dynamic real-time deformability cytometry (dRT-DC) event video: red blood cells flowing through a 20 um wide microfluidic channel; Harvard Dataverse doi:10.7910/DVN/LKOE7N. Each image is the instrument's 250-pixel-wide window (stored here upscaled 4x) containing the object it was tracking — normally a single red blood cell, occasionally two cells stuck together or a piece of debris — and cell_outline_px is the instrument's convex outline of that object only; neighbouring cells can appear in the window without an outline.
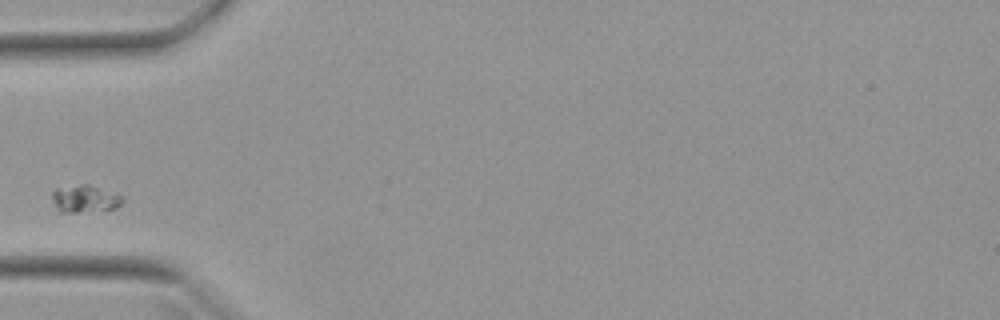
{"species": "Egyptian fruit bat (a non-hibernating species)", "species_latin": "Rousettus aegyptiacus", "temperature_condition": "warm", "stored_images_in_passage": 27, "camera_frame_rate_fps": 3000, "um_per_image_px": 0.085, "animal": {"sex": "female"}, "frame": {"image": 1, "passage_image": 1, "time_ms": 0.0, "image_size_px": [1000, 320], "cell_outline_px": [[124, 200], [116, 208], [76, 212], [60, 212], [52, 200], [52, 192], [56, 188], [80, 184], [88, 184], [124, 196]], "centroid_in_image_um": [7.21, 16.88], "position_along_channel_um": 77.8, "area_um2": 11.1}}
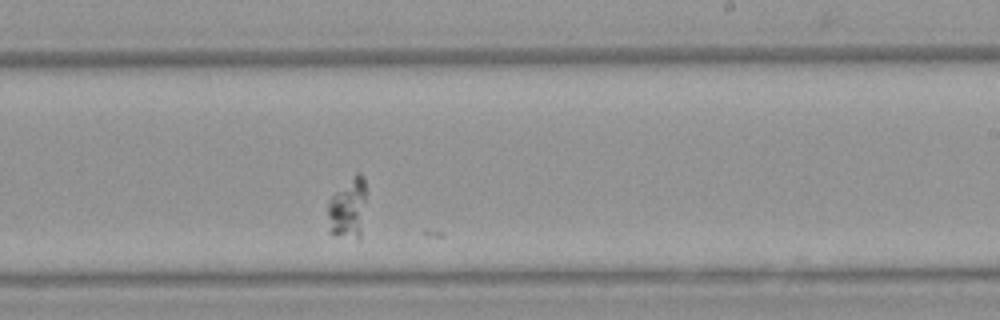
{"frame": {"image": 2, "passage_image": 16, "time_ms": 5.0, "image_size_px": [1000, 320], "cell_outline_px": [[364, 200], [360, 240], [356, 240], [332, 236], [328, 232], [328, 200], [356, 172], [360, 172], [364, 176]], "centroid_in_image_um": [29.53, 17.78], "position_along_channel_um": 259.5, "area_um2": 13.7}}
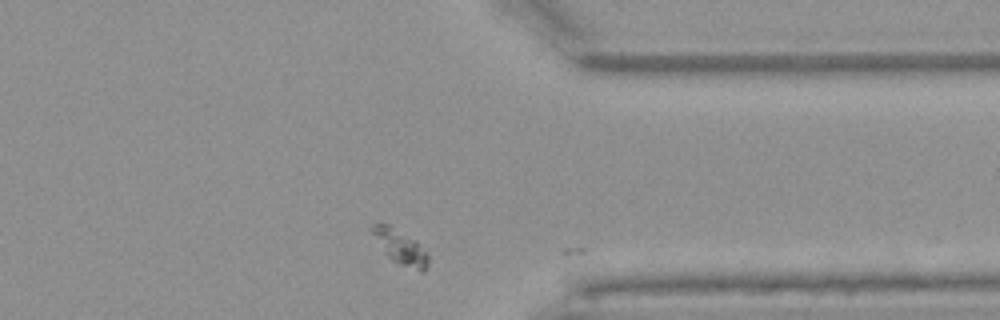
{"frame": {"image": 3, "passage_image": 26, "time_ms": 8.333, "image_size_px": [1000, 320], "cell_outline_px": [[428, 264], [424, 272], [420, 272], [400, 264], [392, 260], [384, 252], [368, 228], [372, 224], [388, 224], [416, 240], [428, 256]], "centroid_in_image_um": [34.01, 20.99], "position_along_channel_um": 377.4, "area_um2": 11.16}}